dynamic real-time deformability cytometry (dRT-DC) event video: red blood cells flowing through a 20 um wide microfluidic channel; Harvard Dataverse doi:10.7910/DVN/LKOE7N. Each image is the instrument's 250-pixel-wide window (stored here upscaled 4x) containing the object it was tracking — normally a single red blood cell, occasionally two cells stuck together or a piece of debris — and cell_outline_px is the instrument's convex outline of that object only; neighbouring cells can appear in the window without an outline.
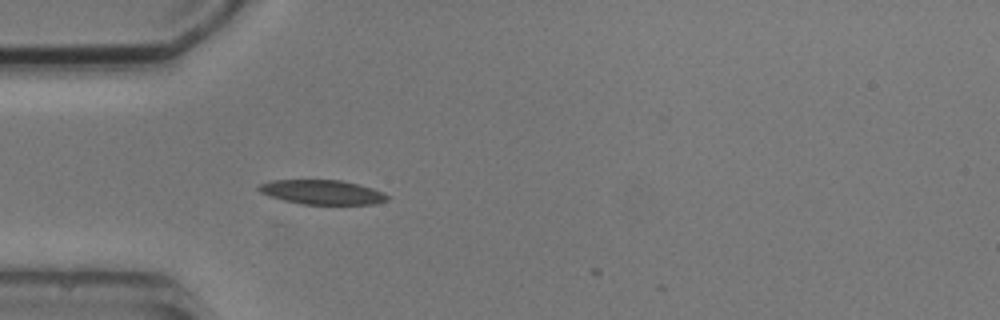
{"species": "common noctule bat (a hibernating species)", "species_latin": "Nyctalus noctula", "temperature_condition": "cold", "stored_images_in_passage": 5, "camera_frame_rate_fps": 3000, "um_per_image_px": 0.085, "animal": {"sex": "male", "body_mass_g": 20.5, "forearm_length_mm": 52.5}, "frame": {"image": 1, "passage_image": 5, "time_ms": 4.667, "image_size_px": [1000, 320], "cell_outline_px": [[388, 200], [376, 204], [304, 204], [284, 200], [268, 196], [260, 192], [256, 188], [260, 184], [272, 180], [340, 180], [372, 188], [388, 196]], "centroid_in_image_um": [27.34, 16.33], "position_along_channel_um": 57.7, "area_um2": 18.09}}